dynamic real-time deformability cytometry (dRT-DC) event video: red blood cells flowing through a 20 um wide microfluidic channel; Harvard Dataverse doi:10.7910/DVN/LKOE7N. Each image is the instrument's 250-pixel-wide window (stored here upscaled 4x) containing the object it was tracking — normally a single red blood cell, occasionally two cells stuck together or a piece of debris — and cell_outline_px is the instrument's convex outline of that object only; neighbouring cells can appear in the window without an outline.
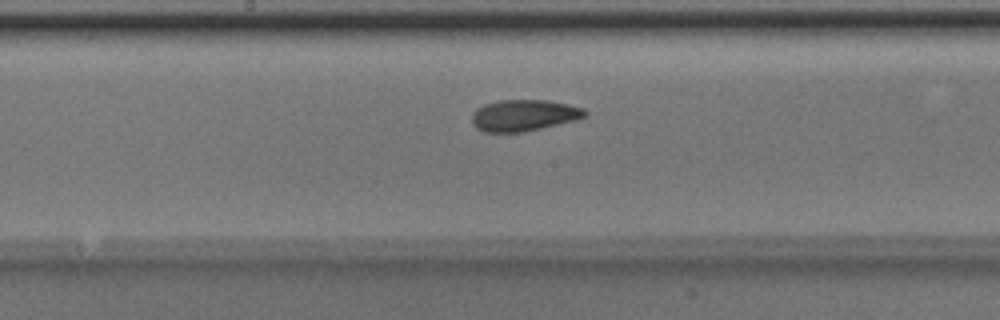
{"species": "Egyptian fruit bat (a non-hibernating species)", "species_latin": "Rousettus aegyptiacus", "temperature_condition": "room temperature", "stored_images_in_passage": 45, "camera_frame_rate_fps": 3000, "um_per_image_px": 0.085, "animal": {"sex": "male"}, "frame": {"image": 1, "passage_image": 21, "time_ms": 6.667, "image_size_px": [1000, 320], "cell_outline_px": [[588, 116], [576, 120], [524, 132], [484, 132], [476, 128], [472, 124], [472, 112], [476, 108], [484, 104], [500, 100], [548, 100], [568, 104], [584, 108], [588, 112]], "centroid_in_image_um": [44.53, 9.8], "position_along_channel_um": 203.7, "area_um2": 20.92}}
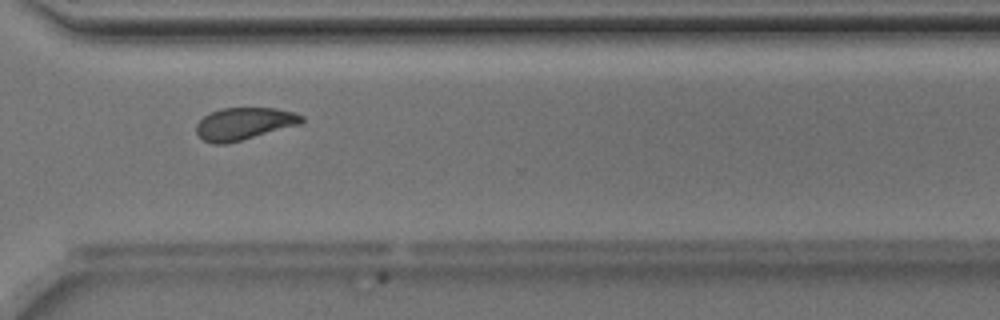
{"frame": {"image": 2, "passage_image": 32, "time_ms": 10.333, "image_size_px": [1000, 320], "cell_outline_px": [[304, 124], [228, 144], [212, 144], [204, 140], [196, 132], [196, 124], [204, 116], [220, 108], [276, 108], [292, 112], [304, 116]], "centroid_in_image_um": [20.79, 10.53], "position_along_channel_um": 349.8, "area_um2": 20.11}}
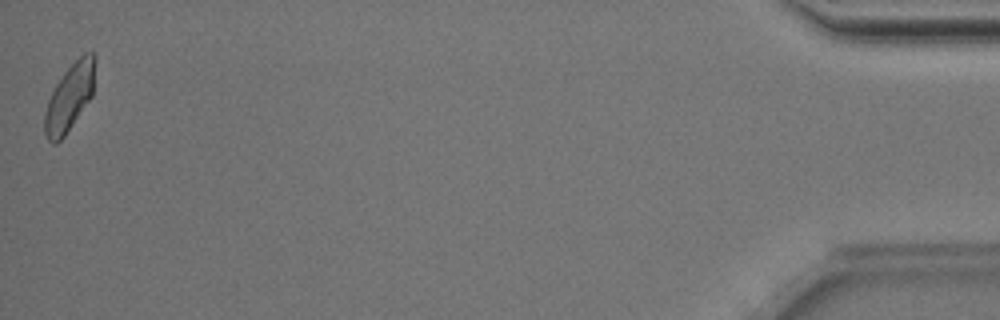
{"frame": {"image": 3, "passage_image": 45, "time_ms": 14.667, "image_size_px": [1000, 320], "cell_outline_px": [[96, 60], [92, 96], [64, 136], [56, 144], [52, 144], [48, 140], [44, 132], [44, 112], [48, 100], [56, 84], [64, 72], [84, 52], [92, 52], [96, 56]], "centroid_in_image_um": [5.91, 8.26], "position_along_channel_um": 429.3, "area_um2": 19.59}, "authors_computed_cell_mechanics": {"area_um2": 20.2878, "velocity_mm_per_s": 3.9917, "shape_relaxation_time_tau1_ms": 4.4277, "shape_relaxation_time_tau2_ms": 3.8861, "deformation_change_tau1": 0.1264, "deformation_change_tau2": 0.0715}}